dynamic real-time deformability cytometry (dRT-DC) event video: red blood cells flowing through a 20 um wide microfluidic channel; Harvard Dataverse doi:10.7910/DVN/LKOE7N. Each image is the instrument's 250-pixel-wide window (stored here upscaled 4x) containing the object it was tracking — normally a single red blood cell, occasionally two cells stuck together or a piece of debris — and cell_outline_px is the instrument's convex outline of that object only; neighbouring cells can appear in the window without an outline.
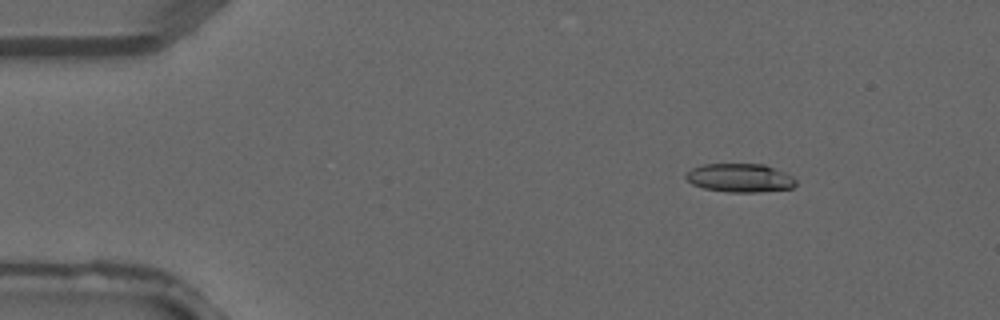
{"species": "common noctule bat (a hibernating species)", "species_latin": "Nyctalus noctula", "temperature_condition": "warm", "stored_images_in_passage": 3, "camera_frame_rate_fps": 3000, "um_per_image_px": 0.085, "animal": {"sex": "male", "forearm_length_mm": 52.5}, "frame": {"image": 1, "passage_image": 1, "time_ms": 0.0, "image_size_px": [1000, 320], "cell_outline_px": [[796, 184], [792, 188], [760, 192], [728, 192], [704, 188], [692, 184], [684, 176], [692, 168], [704, 164], [764, 164], [784, 172], [792, 176], [796, 180]], "centroid_in_image_um": [62.9, 15.12], "position_along_channel_um": 22.1, "area_um2": 18.26}}
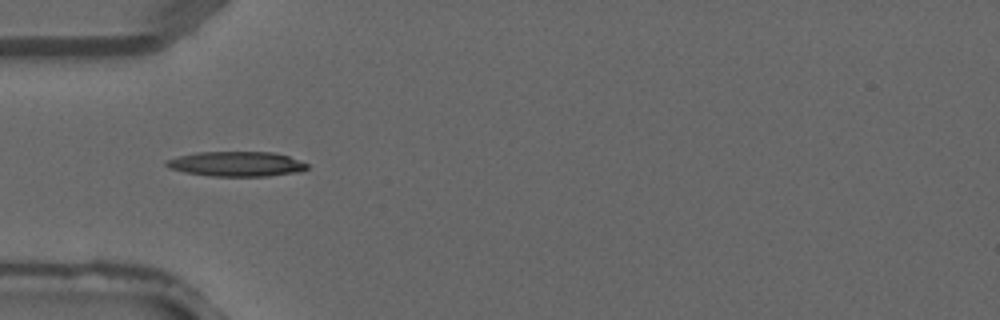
{"frame": {"image": 2, "passage_image": 3, "time_ms": 0.667, "image_size_px": [1000, 320], "cell_outline_px": [[308, 168], [300, 172], [268, 176], [212, 176], [184, 172], [168, 168], [164, 164], [168, 160], [180, 156], [196, 152], [272, 152], [288, 156], [308, 164]], "centroid_in_image_um": [20.11, 13.94], "position_along_channel_um": 64.9, "area_um2": 20.35}}